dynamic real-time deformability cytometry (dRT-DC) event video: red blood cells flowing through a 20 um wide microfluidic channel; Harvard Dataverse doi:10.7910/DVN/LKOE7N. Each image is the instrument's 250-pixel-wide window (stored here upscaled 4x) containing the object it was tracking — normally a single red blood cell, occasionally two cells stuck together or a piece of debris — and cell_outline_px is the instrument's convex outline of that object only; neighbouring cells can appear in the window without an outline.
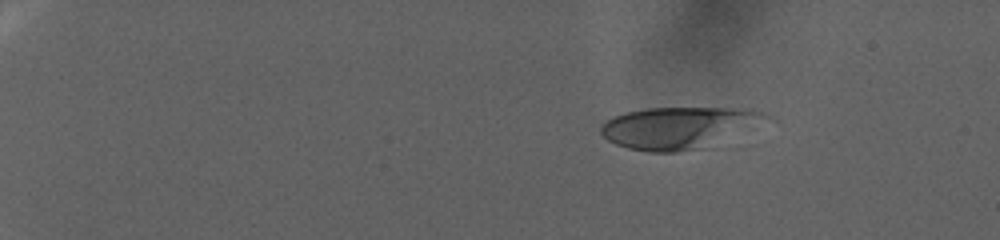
{"species": "human", "species_latin": "Homo sapiens", "temperature_condition": "warm", "stored_images_in_passage": 89, "camera_frame_rate_fps": 3000, "um_per_image_px": 0.085, "donor": {"sex": "female"}, "frame": {"image": 1, "passage_image": 1, "time_ms": 0.0, "image_size_px": [1000, 240], "cell_outline_px": [[780, 124], [712, 148], [676, 152], [648, 152], [628, 148], [616, 144], [608, 140], [600, 132], [600, 124], [612, 116], [624, 112], [648, 108], [752, 108], [772, 116]], "centroid_in_image_um": [58.08, 10.87], "position_along_channel_um": 26.9, "area_um2": 43.35}}
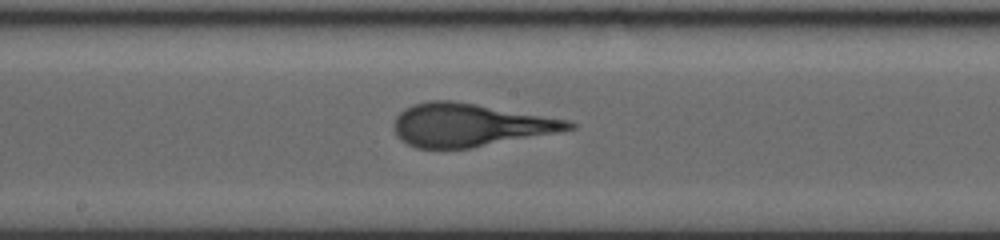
{"frame": {"image": 2, "passage_image": 48, "time_ms": 15.667, "image_size_px": [1000, 240], "cell_outline_px": [[576, 128], [556, 132], [472, 148], [416, 148], [400, 140], [396, 136], [392, 128], [396, 116], [404, 108], [412, 104], [428, 100], [452, 100], [476, 104], [568, 120], [576, 124]], "centroid_in_image_um": [39.86, 10.62], "position_along_channel_um": 208.3, "area_um2": 43.64}}
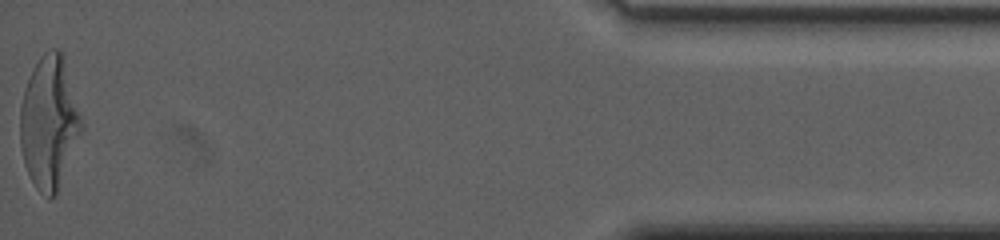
{"frame": {"image": 3, "passage_image": 89, "time_ms": 29.333, "image_size_px": [1000, 240], "cell_outline_px": [[84, 128], [56, 196], [48, 200], [36, 188], [24, 164], [20, 144], [20, 108], [24, 88], [32, 68], [40, 56], [48, 48], [56, 48], [64, 52], [84, 124]], "centroid_in_image_um": [4.21, 10.37], "position_along_channel_um": 431.0, "area_um2": 48.44}}